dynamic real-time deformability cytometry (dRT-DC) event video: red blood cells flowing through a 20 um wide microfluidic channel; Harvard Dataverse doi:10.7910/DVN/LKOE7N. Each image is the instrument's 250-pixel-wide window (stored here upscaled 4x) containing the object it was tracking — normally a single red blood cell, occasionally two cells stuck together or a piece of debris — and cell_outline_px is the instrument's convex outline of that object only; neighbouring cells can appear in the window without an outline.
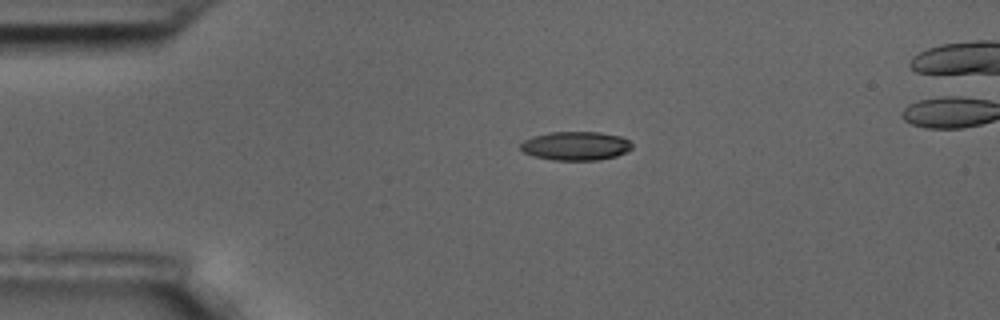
{"species": "common noctule bat (a hibernating species)", "species_latin": "Nyctalus noctula", "temperature_condition": "room temperature", "stored_images_in_passage": 5, "camera_frame_rate_fps": 3000, "um_per_image_px": 0.085, "animal": {"sex": "male", "body_mass_g": 17.5, "forearm_length_mm": 52.3}, "frame": {"image": 1, "passage_image": 3, "time_ms": 0.667, "image_size_px": [1000, 320], "cell_outline_px": [[632, 148], [616, 156], [596, 160], [552, 160], [536, 156], [524, 152], [520, 148], [520, 144], [524, 140], [532, 136], [552, 132], [600, 132], [620, 136], [628, 140], [632, 144]], "centroid_in_image_um": [48.93, 12.39], "position_along_channel_um": 36.1, "area_um2": 18.55}}